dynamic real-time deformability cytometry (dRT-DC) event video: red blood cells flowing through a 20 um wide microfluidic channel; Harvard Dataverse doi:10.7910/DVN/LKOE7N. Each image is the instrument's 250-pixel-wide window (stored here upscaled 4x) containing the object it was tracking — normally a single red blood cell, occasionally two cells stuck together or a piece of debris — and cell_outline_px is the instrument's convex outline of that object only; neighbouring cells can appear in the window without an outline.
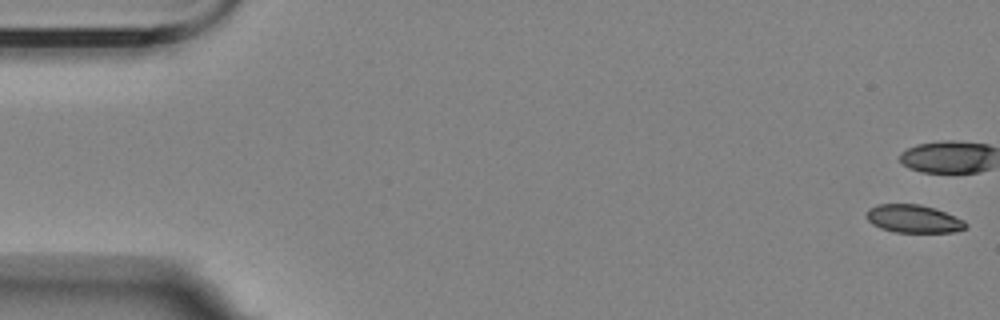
{"species": "Egyptian fruit bat (a non-hibernating species)", "species_latin": "Rousettus aegyptiacus", "temperature_condition": "room temperature", "stored_images_in_passage": 3, "camera_frame_rate_fps": 3000, "um_per_image_px": 0.085, "animal": {"sex": "female"}, "frame": {"image": 1, "passage_image": 1, "time_ms": 0.0, "image_size_px": [1000, 320], "cell_outline_px": [[968, 224], [964, 228], [956, 232], [896, 232], [880, 228], [872, 224], [864, 216], [868, 208], [876, 204], [920, 204], [944, 212], [964, 220]], "centroid_in_image_um": [77.6, 18.59], "position_along_channel_um": 7.4, "area_um2": 16.18}}